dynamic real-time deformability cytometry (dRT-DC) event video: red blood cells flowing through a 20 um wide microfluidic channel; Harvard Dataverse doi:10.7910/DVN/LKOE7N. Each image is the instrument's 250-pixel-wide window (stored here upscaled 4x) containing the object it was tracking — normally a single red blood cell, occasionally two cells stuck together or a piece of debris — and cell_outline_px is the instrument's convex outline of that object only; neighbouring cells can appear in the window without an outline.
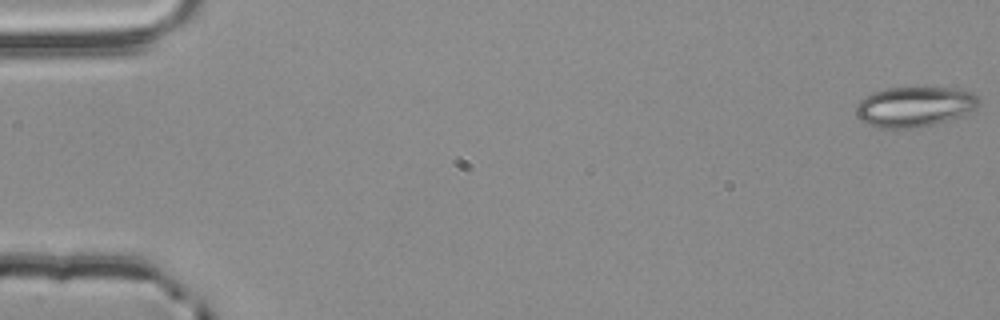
{"species": "common noctule bat (a hibernating species)", "species_latin": "Nyctalus noctula", "temperature_condition": "room temperature", "stored_images_in_passage": 5, "segment_of_instrument_passage": [1, 2], "camera_frame_rate_fps": 3000, "um_per_image_px": 0.085, "animal": {"sex": "male", "body_mass_g": 20.4}, "frame": {"image": 1, "passage_image": 1, "time_ms": 0.0, "image_size_px": [1000, 320], "cell_outline_px": [[980, 104], [976, 108], [964, 116], [920, 128], [876, 128], [868, 124], [856, 116], [856, 104], [864, 96], [872, 92], [884, 88], [956, 88], [972, 92], [980, 100]], "centroid_in_image_um": [77.74, 9.08], "position_along_channel_um": 7.3, "area_um2": 29.19}}
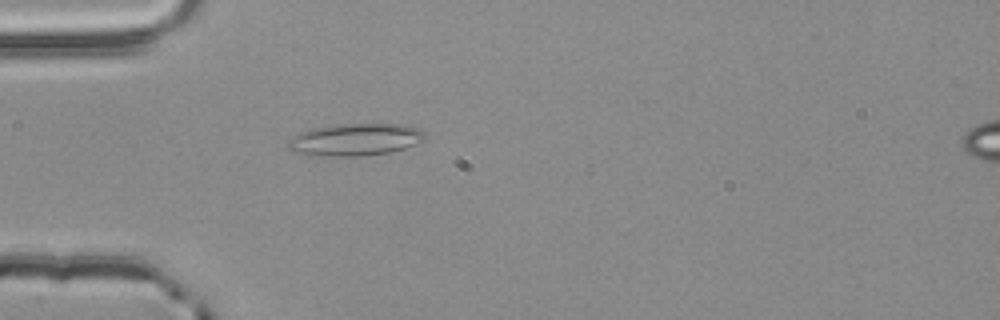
{"frame": {"image": 2, "passage_image": 4, "time_ms": 1.0, "image_size_px": [1000, 320], "cell_outline_px": [[428, 136], [424, 140], [404, 148], [392, 152], [364, 156], [316, 156], [296, 152], [288, 148], [288, 140], [304, 132], [316, 128], [340, 124], [408, 124], [420, 128]], "centroid_in_image_um": [30.29, 11.87], "position_along_channel_um": 54.7, "area_um2": 25.66}}